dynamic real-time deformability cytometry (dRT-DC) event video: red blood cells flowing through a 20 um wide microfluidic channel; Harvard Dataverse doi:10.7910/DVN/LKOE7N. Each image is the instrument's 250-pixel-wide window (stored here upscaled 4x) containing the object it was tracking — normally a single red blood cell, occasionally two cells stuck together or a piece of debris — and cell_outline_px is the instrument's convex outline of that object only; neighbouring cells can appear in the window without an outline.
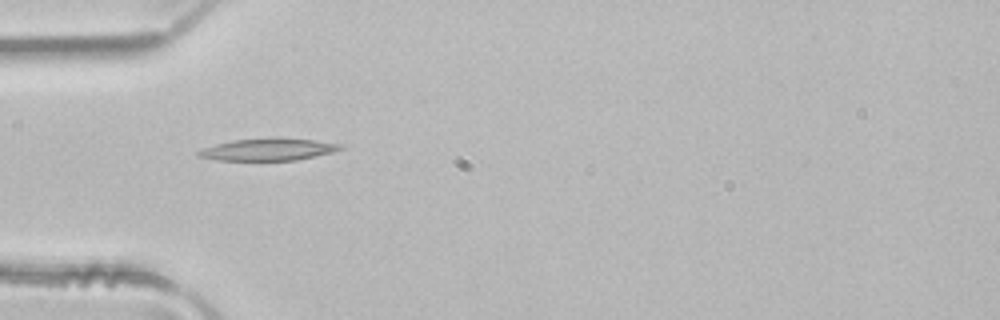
{"species": "common noctule bat (a hibernating species)", "species_latin": "Nyctalus noctula", "temperature_condition": "room temperature", "stored_images_in_passage": 6, "camera_frame_rate_fps": 3000, "um_per_image_px": 0.085, "animal": {"sex": "male", "body_mass_g": 21.5, "forearm_length_mm": 52.0}, "frame": {"image": 1, "passage_image": 5, "time_ms": 1.333, "image_size_px": [1000, 320], "cell_outline_px": [[344, 148], [332, 152], [316, 156], [296, 160], [216, 160], [200, 156], [196, 152], [204, 148], [216, 144], [232, 140], [312, 140], [344, 144]], "centroid_in_image_um": [22.82, 12.74], "position_along_channel_um": 62.2, "area_um2": 17.34}}
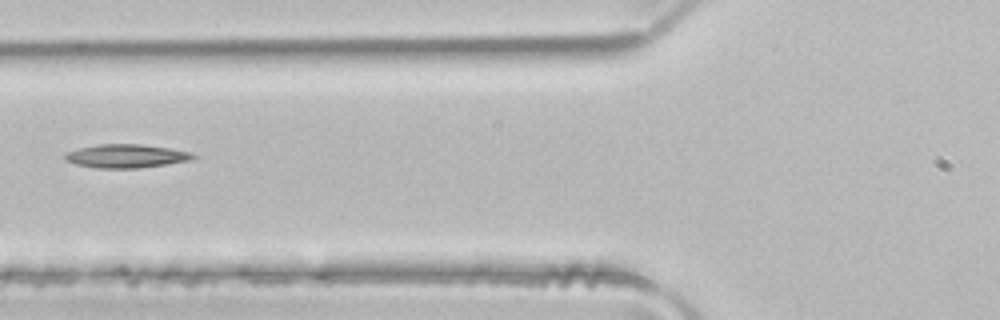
{"frame": {"image": 2, "passage_image": 6, "time_ms": 1.667, "image_size_px": [1000, 320], "cell_outline_px": [[200, 156], [192, 160], [168, 164], [140, 168], [96, 168], [76, 164], [64, 160], [64, 156], [68, 152], [80, 148], [96, 144], [140, 144], [168, 148], [192, 152]], "centroid_in_image_um": [10.78, 13.27], "position_along_channel_um": 115.0, "area_um2": 17.69}}